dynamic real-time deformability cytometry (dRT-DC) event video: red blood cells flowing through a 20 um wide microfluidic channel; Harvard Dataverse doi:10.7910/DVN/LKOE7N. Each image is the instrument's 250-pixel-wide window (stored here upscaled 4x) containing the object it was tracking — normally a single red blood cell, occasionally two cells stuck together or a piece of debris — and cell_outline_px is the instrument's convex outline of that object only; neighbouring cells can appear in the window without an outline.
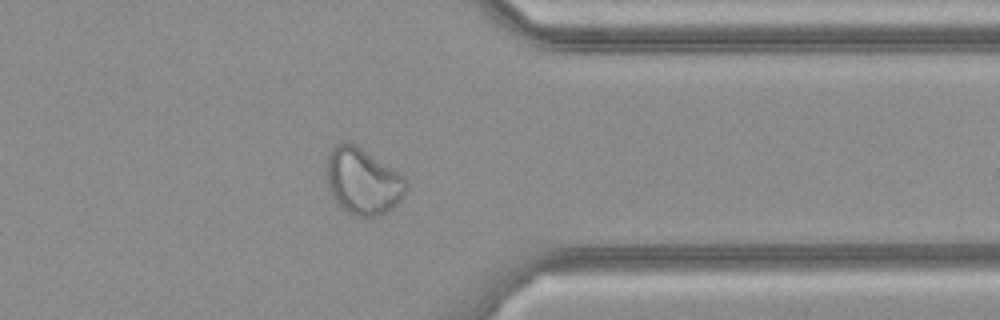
{"species": "common noctule bat (a hibernating species)", "species_latin": "Nyctalus noctula", "temperature_condition": "cold", "stored_images_in_passage": 25, "camera_frame_rate_fps": 3000, "um_per_image_px": 0.085, "animal": {"sex": "female", "body_mass_g": 21.9}, "frame": {"image": 1, "passage_image": 18, "time_ms": 5.667, "image_size_px": [1000, 320], "cell_outline_px": [[408, 184], [400, 200], [392, 208], [376, 216], [356, 216], [348, 212], [332, 196], [328, 184], [328, 156], [332, 148], [340, 140], [348, 140], [356, 144], [404, 176]], "centroid_in_image_um": [30.84, 15.36], "position_along_channel_um": 380.6, "area_um2": 30.35}}